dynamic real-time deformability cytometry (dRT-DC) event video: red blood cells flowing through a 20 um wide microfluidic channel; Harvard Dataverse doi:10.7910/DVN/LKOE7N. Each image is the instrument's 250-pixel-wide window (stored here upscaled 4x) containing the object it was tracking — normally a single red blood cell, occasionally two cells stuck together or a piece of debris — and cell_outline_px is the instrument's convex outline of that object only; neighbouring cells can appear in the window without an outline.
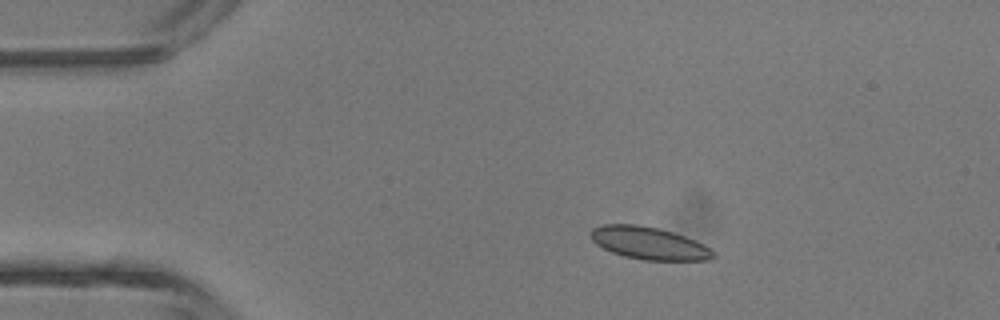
{"species": "common noctule bat (a hibernating species)", "species_latin": "Nyctalus noctula", "temperature_condition": "room temperature", "stored_images_in_passage": 3, "camera_frame_rate_fps": 3000, "um_per_image_px": 0.085, "animal": {"sex": "male", "body_mass_g": 13.3}, "frame": {"image": 1, "passage_image": 2, "time_ms": 1.0, "image_size_px": [1000, 320], "cell_outline_px": [[716, 256], [708, 260], [644, 260], [624, 256], [612, 252], [596, 244], [592, 240], [588, 232], [592, 228], [604, 224], [636, 224], [656, 228], [672, 232], [684, 236], [716, 252]], "centroid_in_image_um": [55.11, 20.67], "position_along_channel_um": 29.9, "area_um2": 22.95}}